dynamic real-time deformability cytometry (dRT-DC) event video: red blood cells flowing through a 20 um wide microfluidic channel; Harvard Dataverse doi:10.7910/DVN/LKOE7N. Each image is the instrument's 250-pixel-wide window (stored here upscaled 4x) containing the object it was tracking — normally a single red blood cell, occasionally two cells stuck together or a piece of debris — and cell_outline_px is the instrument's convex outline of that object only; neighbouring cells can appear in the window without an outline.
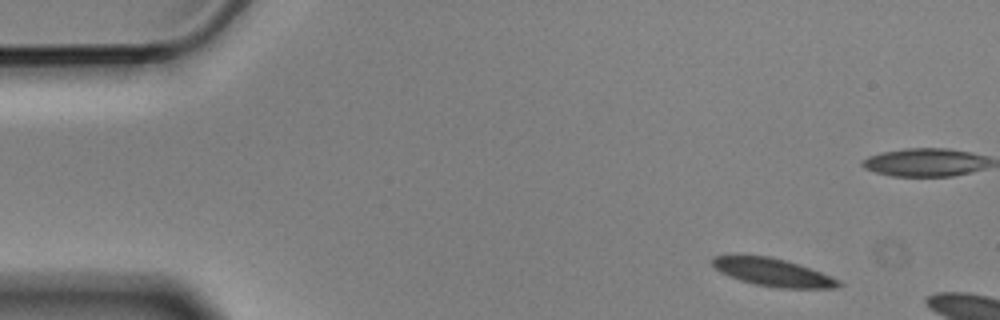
{"species": "Egyptian fruit bat (a non-hibernating species)", "species_latin": "Rousettus aegyptiacus", "temperature_condition": "cold", "stored_images_in_passage": 3, "camera_frame_rate_fps": 3000, "um_per_image_px": 0.085, "animal": {"sex": "male"}, "frame": {"image": 1, "passage_image": 1, "time_ms": 0.0, "image_size_px": [1000, 320], "cell_outline_px": [[844, 284], [836, 288], [776, 288], [752, 284], [740, 280], [720, 272], [712, 264], [712, 256], [768, 256], [784, 260], [820, 272], [840, 280]], "centroid_in_image_um": [65.71, 23.17], "position_along_channel_um": 19.3, "area_um2": 20.17}}